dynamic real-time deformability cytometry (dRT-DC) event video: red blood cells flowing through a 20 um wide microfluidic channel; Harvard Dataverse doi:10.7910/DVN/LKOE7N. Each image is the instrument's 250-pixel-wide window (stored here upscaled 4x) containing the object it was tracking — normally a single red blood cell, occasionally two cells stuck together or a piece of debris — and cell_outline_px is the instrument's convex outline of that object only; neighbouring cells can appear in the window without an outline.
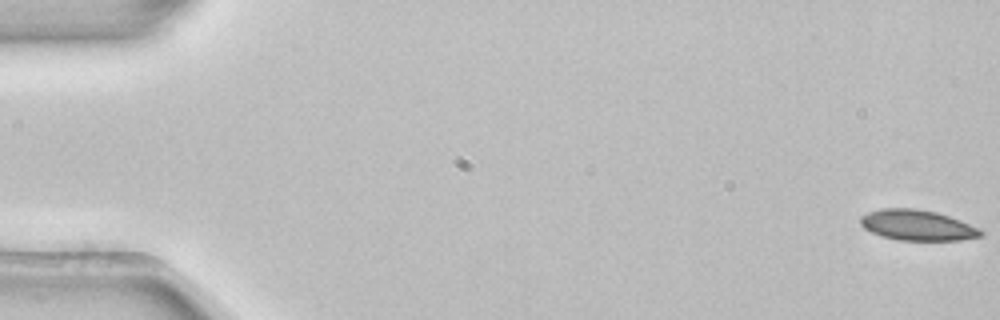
{"species": "common noctule bat (a hibernating species)", "species_latin": "Nyctalus noctula", "temperature_condition": "room temperature", "stored_images_in_passage": 4, "camera_frame_rate_fps": 3000, "um_per_image_px": 0.085, "animal": {"sex": "female", "body_mass_g": 22.7, "forearm_length_mm": 54.2}, "frame": {"image": 1, "passage_image": 1, "time_ms": 0.0, "image_size_px": [1000, 320], "cell_outline_px": [[984, 236], [960, 240], [896, 240], [872, 232], [864, 228], [860, 224], [860, 216], [868, 212], [880, 208], [916, 208], [936, 212], [948, 216], [980, 228], [984, 232]], "centroid_in_image_um": [77.98, 19.14], "position_along_channel_um": 7.0, "area_um2": 21.44}}
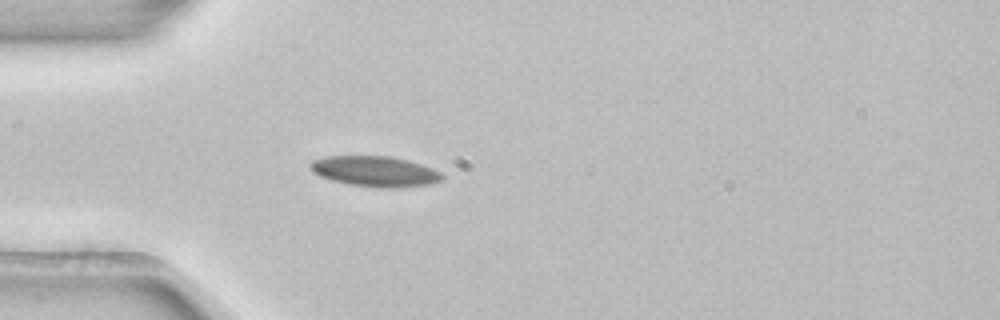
{"frame": {"image": 2, "passage_image": 4, "time_ms": 1.0, "image_size_px": [1000, 320], "cell_outline_px": [[444, 180], [428, 184], [392, 188], [384, 188], [348, 184], [332, 180], [320, 176], [312, 172], [308, 164], [312, 160], [324, 156], [392, 156], [408, 160], [432, 168], [440, 172], [444, 176]], "centroid_in_image_um": [31.85, 14.55], "position_along_channel_um": 53.1, "area_um2": 23.47}}